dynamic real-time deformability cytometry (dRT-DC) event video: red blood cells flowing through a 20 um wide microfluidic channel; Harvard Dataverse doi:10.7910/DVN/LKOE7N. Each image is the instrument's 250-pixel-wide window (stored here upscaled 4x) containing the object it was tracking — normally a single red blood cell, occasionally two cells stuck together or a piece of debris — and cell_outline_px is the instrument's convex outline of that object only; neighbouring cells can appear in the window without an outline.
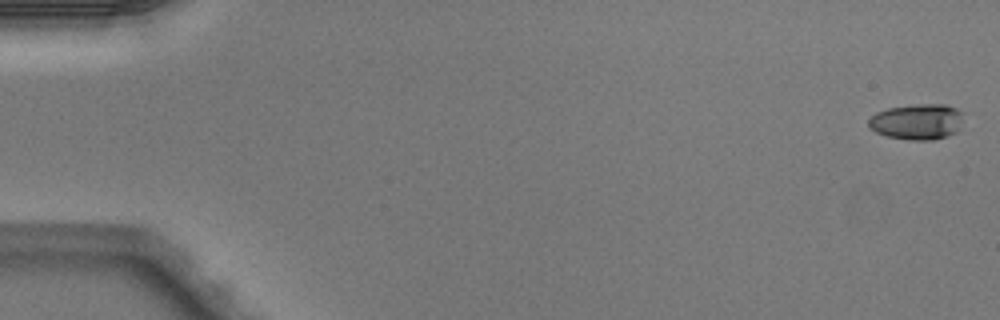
{"species": "Egyptian fruit bat (a non-hibernating species)", "species_latin": "Rousettus aegyptiacus", "temperature_condition": "warm", "stored_images_in_passage": 5, "camera_frame_rate_fps": 3000, "um_per_image_px": 0.085, "animal": {"sex": "male"}, "frame": {"image": 1, "passage_image": 1, "time_ms": 0.0, "image_size_px": [1000, 320], "cell_outline_px": [[964, 112], [956, 132], [948, 136], [932, 140], [908, 140], [888, 136], [876, 132], [868, 128], [868, 120], [876, 112], [888, 108], [916, 104], [948, 104]], "centroid_in_image_um": [77.95, 10.34], "position_along_channel_um": 7.0, "area_um2": 19.88}}
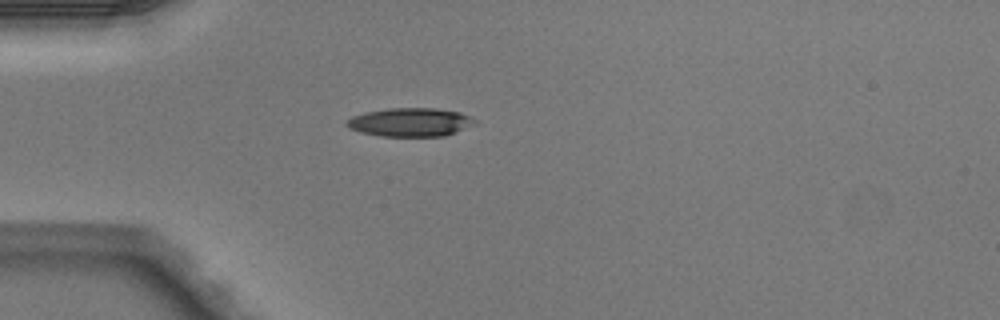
{"frame": {"image": 2, "passage_image": 5, "time_ms": 1.333, "image_size_px": [1000, 320], "cell_outline_px": [[476, 124], [444, 136], [380, 136], [360, 132], [348, 128], [344, 124], [352, 116], [364, 112], [388, 108], [436, 108], [460, 112], [476, 120]], "centroid_in_image_um": [34.84, 10.38], "position_along_channel_um": 50.2, "area_um2": 21.39}}